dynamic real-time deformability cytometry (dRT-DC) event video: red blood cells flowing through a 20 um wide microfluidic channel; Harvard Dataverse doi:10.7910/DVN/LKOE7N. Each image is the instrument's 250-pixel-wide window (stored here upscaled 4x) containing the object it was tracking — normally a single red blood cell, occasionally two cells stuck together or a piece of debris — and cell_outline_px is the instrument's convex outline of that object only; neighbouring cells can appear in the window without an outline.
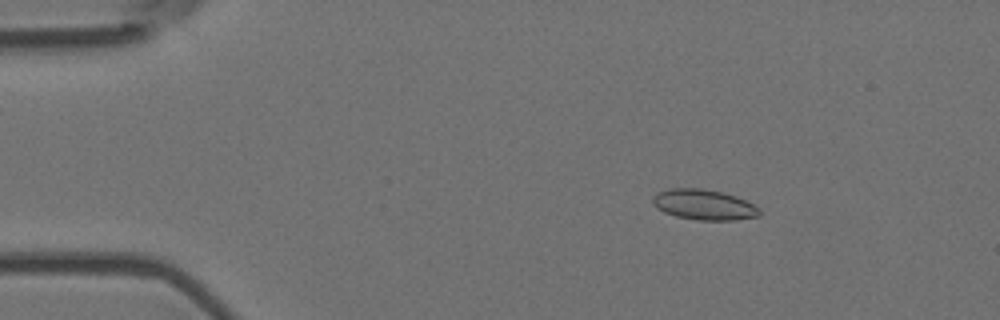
{"species": "Egyptian fruit bat (a non-hibernating species)", "species_latin": "Rousettus aegyptiacus", "temperature_condition": "room temperature", "stored_images_in_passage": 4, "segment_of_instrument_passage": [1, 2], "camera_frame_rate_fps": 3000, "um_per_image_px": 0.085, "animal": {"sex": "female"}, "frame": {"image": 1, "passage_image": 1, "time_ms": 0.0, "image_size_px": [1000, 320], "cell_outline_px": [[760, 216], [736, 220], [696, 220], [676, 216], [664, 212], [656, 208], [652, 204], [652, 196], [656, 192], [672, 188], [700, 188], [724, 192], [736, 196], [760, 208]], "centroid_in_image_um": [59.81, 17.39], "position_along_channel_um": 25.2, "area_um2": 19.13}}